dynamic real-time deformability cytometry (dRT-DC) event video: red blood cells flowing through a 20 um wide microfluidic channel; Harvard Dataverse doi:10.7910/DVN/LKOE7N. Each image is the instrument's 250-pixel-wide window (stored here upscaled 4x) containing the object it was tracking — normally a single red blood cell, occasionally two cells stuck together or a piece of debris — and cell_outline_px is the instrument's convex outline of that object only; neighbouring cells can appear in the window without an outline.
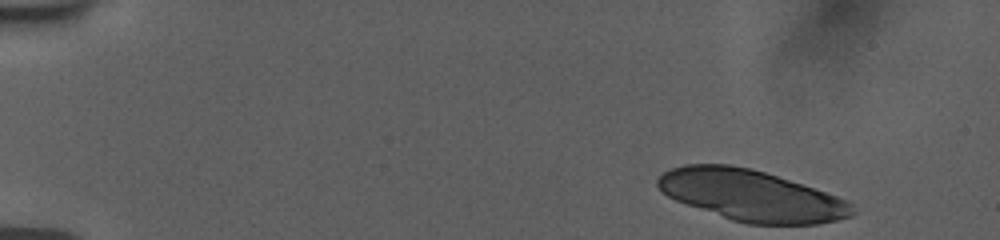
{"species": "human", "species_latin": "Homo sapiens", "temperature_condition": "room temperature", "stored_images_in_passage": 49, "camera_frame_rate_fps": 3000, "um_per_image_px": 0.085, "donor": {"sex": "female"}, "frame": {"image": 1, "passage_image": 1, "time_ms": 0.0, "image_size_px": [1000, 240], "cell_outline_px": [[856, 212], [852, 216], [836, 220], [816, 224], [748, 224], [732, 220], [676, 200], [668, 196], [656, 184], [656, 180], [664, 172], [672, 168], [684, 164], [728, 164], [752, 168], [848, 200], [852, 204]], "centroid_in_image_um": [63.86, 16.61], "position_along_channel_um": 21.1, "area_um2": 57.28}}
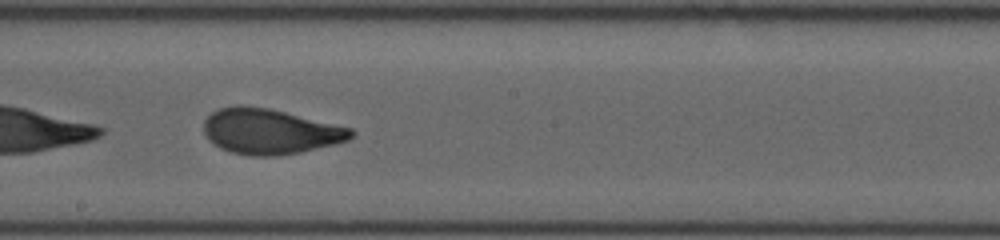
{"frame": {"image": 2, "passage_image": 28, "time_ms": 9.0, "image_size_px": [1000, 240], "cell_outline_px": [[356, 132], [348, 140], [300, 152], [276, 156], [248, 156], [232, 152], [220, 148], [212, 144], [208, 140], [204, 132], [204, 120], [212, 112], [220, 108], [236, 104], [240, 104], [268, 108], [352, 128]], "centroid_in_image_um": [22.9, 11.17], "position_along_channel_um": 225.3, "area_um2": 38.9}}
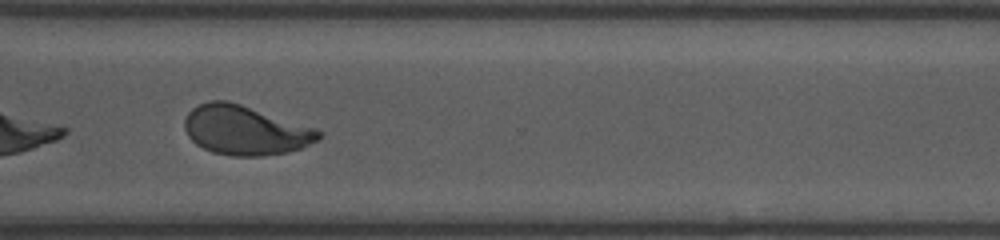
{"frame": {"image": 3, "passage_image": 38, "time_ms": 12.333, "image_size_px": [1000, 240], "cell_outline_px": [[324, 132], [316, 140], [300, 148], [288, 152], [260, 156], [232, 156], [212, 152], [196, 144], [188, 136], [184, 128], [184, 120], [188, 112], [192, 108], [208, 100], [228, 100], [316, 128]], "centroid_in_image_um": [20.82, 11.06], "position_along_channel_um": 349.8, "area_um2": 38.49}, "authors_computed_cell_mechanics": {"area_um2": 39.1306, "velocity_mm_per_s": 3.7541, "shape_relaxation_time_tau1_ms": 4.1128, "shape_relaxation_time_tau2_ms": 0.964, "deformation_change_tau1": 0.1812, "deformation_change_tau2": 0.0748}}